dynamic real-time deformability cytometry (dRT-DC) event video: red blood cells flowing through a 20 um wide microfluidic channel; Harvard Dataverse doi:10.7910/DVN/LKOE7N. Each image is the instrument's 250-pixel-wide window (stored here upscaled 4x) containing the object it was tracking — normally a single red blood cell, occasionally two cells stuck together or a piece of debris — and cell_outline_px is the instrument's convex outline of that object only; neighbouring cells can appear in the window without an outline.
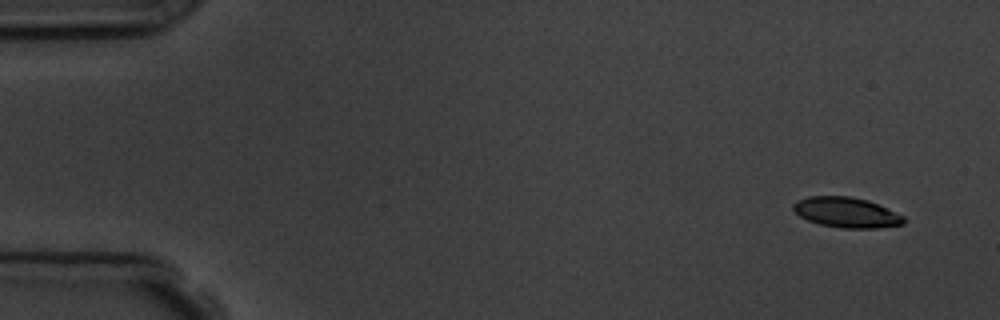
{"species": "common noctule bat (a hibernating species)", "species_latin": "Nyctalus noctula", "temperature_condition": "room temperature", "stored_images_in_passage": 5, "camera_frame_rate_fps": 3000, "um_per_image_px": 0.085, "animal": {"sex": "male", "body_mass_g": 19.5, "forearm_length_mm": 54.6}, "frame": {"image": 1, "passage_image": 1, "time_ms": 0.0, "image_size_px": [1000, 320], "cell_outline_px": [[908, 220], [904, 224], [876, 228], [844, 228], [820, 224], [808, 220], [800, 216], [792, 208], [792, 204], [796, 200], [808, 196], [848, 196], [868, 200], [904, 216]], "centroid_in_image_um": [71.95, 18.05], "position_along_channel_um": 13.1, "area_um2": 19.48}}
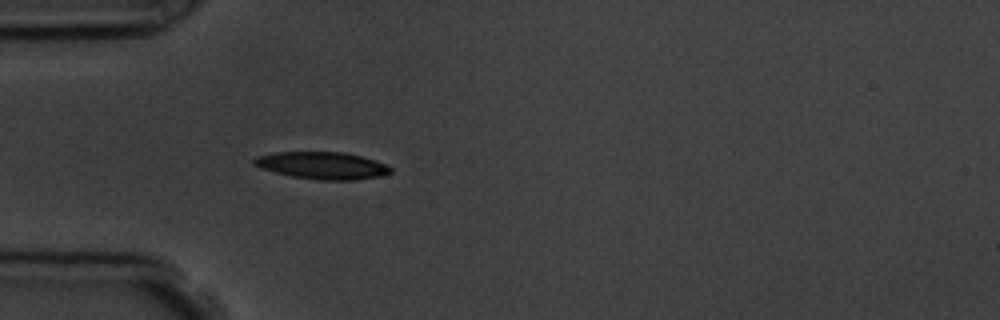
{"frame": {"image": 2, "passage_image": 5, "time_ms": 4.333, "image_size_px": [1000, 320], "cell_outline_px": [[392, 172], [380, 176], [352, 180], [320, 180], [292, 176], [260, 168], [252, 164], [252, 160], [256, 156], [276, 152], [344, 152], [360, 156], [384, 164], [392, 168]], "centroid_in_image_um": [27.35, 14.06], "position_along_channel_um": 57.7, "area_um2": 21.44}}